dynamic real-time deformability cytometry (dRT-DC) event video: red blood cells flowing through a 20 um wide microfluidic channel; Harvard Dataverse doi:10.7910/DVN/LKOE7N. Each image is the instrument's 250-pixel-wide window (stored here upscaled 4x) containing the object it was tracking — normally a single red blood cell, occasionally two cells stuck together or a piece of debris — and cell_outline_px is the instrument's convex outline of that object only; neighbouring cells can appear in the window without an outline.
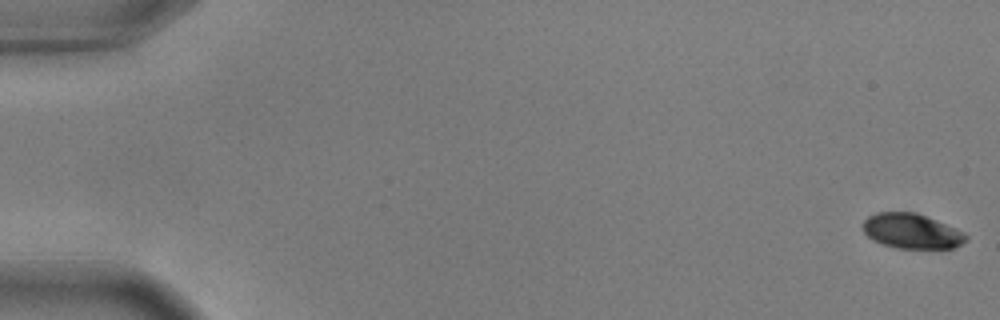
{"species": "common noctule bat (a hibernating species)", "species_latin": "Nyctalus noctula", "temperature_condition": "warm", "stored_images_in_passage": 56, "camera_frame_rate_fps": 3000, "um_per_image_px": 0.085, "animal": {"sex": "male", "body_mass_g": 17.9, "forearm_length_mm": 54.2}, "frame": {"image": 1, "passage_image": 1, "time_ms": 0.0, "image_size_px": [1000, 320], "cell_outline_px": [[968, 240], [952, 248], [896, 248], [872, 240], [864, 232], [864, 220], [868, 216], [876, 212], [916, 212], [964, 232], [968, 236]], "centroid_in_image_um": [77.48, 19.64], "position_along_channel_um": 7.5, "area_um2": 20.81}}
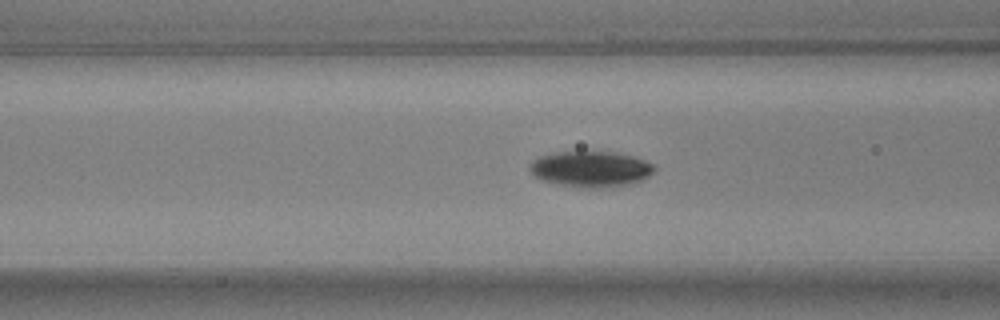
{"frame": {"image": 2, "passage_image": 23, "time_ms": 7.333, "image_size_px": [1000, 320], "cell_outline_px": [[656, 168], [648, 176], [632, 184], [604, 188], [580, 188], [556, 184], [540, 180], [532, 176], [528, 168], [528, 164], [536, 156], [556, 152], [616, 152], [632, 156], [656, 164]], "centroid_in_image_um": [50.15, 14.38], "position_along_channel_um": 116.4, "area_um2": 26.59}}
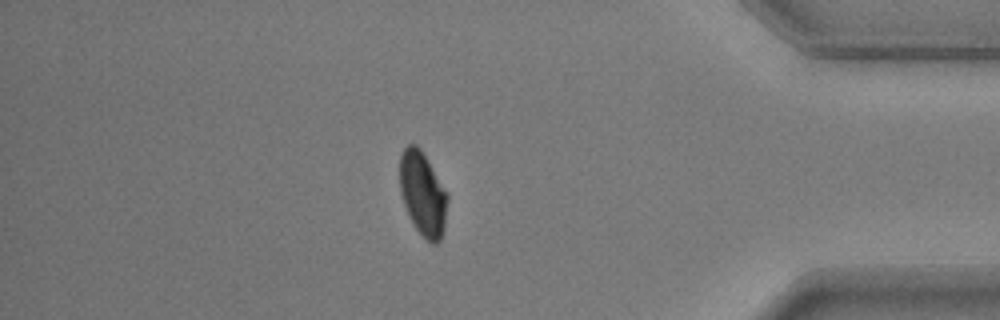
{"frame": {"image": 3, "passage_image": 49, "time_ms": 16.0, "image_size_px": [1000, 320], "cell_outline_px": [[448, 196], [444, 232], [440, 240], [436, 244], [432, 244], [416, 228], [408, 216], [400, 192], [400, 156], [404, 148], [408, 144], [416, 144], [420, 148]], "centroid_in_image_um": [35.92, 16.49], "position_along_channel_um": 399.3, "area_um2": 23.0}, "authors_computed_cell_mechanics": {"area_um2": 24.0448, "velocity_mm_per_s": 3.6275, "shape_relaxation_time_tau1_ms": 2.1063, "shape_relaxation_time_tau2_ms": 3.5339, "deformation_change_tau1": 0.1216, "deformation_change_tau2": 0.0405}}